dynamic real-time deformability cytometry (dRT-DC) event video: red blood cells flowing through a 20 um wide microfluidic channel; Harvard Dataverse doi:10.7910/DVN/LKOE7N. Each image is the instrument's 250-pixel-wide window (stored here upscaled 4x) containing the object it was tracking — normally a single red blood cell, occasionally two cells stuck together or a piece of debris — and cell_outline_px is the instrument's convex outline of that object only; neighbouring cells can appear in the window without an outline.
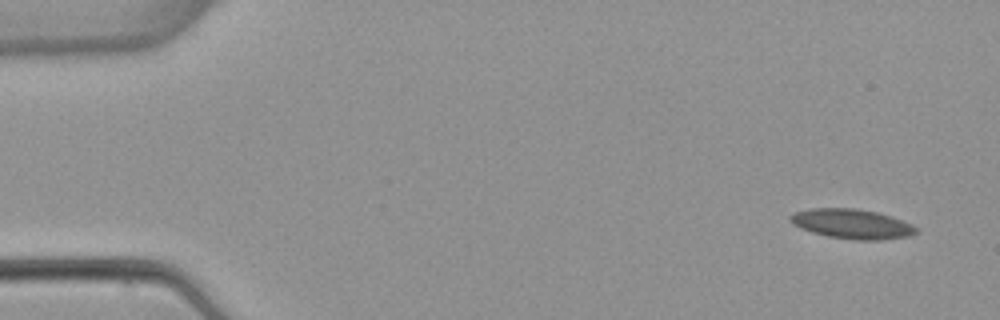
{"species": "common noctule bat (a hibernating species)", "species_latin": "Nyctalus noctula", "temperature_condition": "warm", "stored_images_in_passage": 4, "camera_frame_rate_fps": 3000, "um_per_image_px": 0.085, "animal": {"sex": "female", "body_mass_g": 22.7, "forearm_length_mm": 54.2}, "frame": {"image": 1, "passage_image": 1, "time_ms": 0.0, "image_size_px": [1000, 320], "cell_outline_px": [[916, 232], [908, 236], [876, 240], [860, 240], [828, 236], [804, 228], [788, 220], [788, 216], [796, 212], [812, 208], [852, 208], [876, 212], [912, 224], [916, 228]], "centroid_in_image_um": [72.41, 19.02], "position_along_channel_um": 12.6, "area_um2": 21.04}}
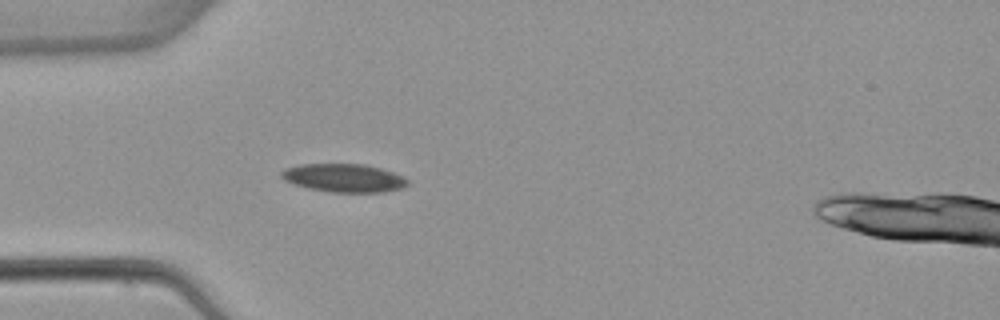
{"frame": {"image": 2, "passage_image": 4, "time_ms": 4.333, "image_size_px": [1000, 320], "cell_outline_px": [[408, 184], [404, 188], [380, 192], [332, 192], [308, 188], [284, 180], [280, 176], [280, 172], [284, 168], [300, 164], [364, 164], [380, 168], [404, 176], [408, 180]], "centroid_in_image_um": [29.23, 15.12], "position_along_channel_um": 55.8, "area_um2": 20.81}}